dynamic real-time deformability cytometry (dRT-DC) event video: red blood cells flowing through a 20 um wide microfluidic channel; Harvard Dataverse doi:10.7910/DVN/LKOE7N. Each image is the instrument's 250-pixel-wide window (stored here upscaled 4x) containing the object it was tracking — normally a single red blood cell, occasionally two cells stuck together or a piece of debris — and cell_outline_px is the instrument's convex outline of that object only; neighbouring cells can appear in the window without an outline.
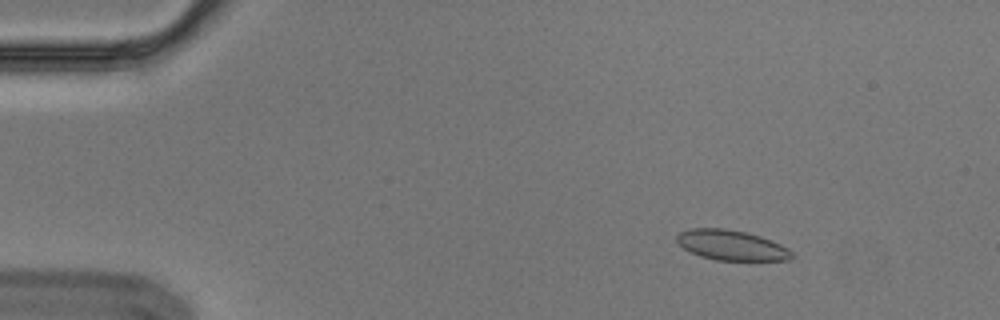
{"species": "Egyptian fruit bat (a non-hibernating species)", "species_latin": "Rousettus aegyptiacus", "temperature_condition": "cold", "stored_images_in_passage": 5, "camera_frame_rate_fps": 3000, "um_per_image_px": 0.085, "animal": {"sex": "male"}, "frame": {"image": 1, "passage_image": 2, "time_ms": 0.333, "image_size_px": [1000, 320], "cell_outline_px": [[792, 256], [788, 260], [716, 260], [700, 256], [684, 248], [676, 240], [676, 236], [680, 232], [692, 228], [724, 228], [744, 232], [760, 236], [780, 244], [788, 248], [792, 252]], "centroid_in_image_um": [62.16, 20.84], "position_along_channel_um": 22.8, "area_um2": 19.94}}